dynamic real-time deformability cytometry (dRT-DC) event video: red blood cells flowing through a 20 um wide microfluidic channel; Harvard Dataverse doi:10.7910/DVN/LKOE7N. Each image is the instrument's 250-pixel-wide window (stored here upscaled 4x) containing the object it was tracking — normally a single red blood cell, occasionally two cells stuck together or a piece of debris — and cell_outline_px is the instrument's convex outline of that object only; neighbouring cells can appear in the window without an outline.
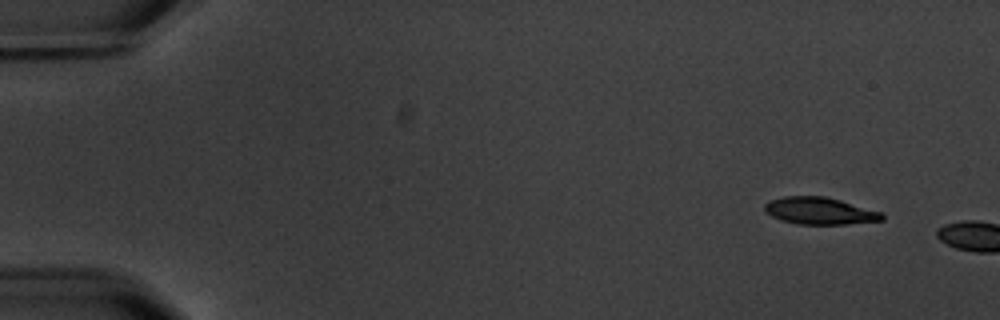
{"species": "common noctule bat (a hibernating species)", "species_latin": "Nyctalus noctula", "temperature_condition": "warm", "stored_images_in_passage": 2, "camera_frame_rate_fps": 3000, "um_per_image_px": 0.085, "animal": {"sex": "male", "body_mass_g": 20.1, "forearm_length_mm": 53.5}, "frame": {"image": 1, "passage_image": 1, "time_ms": 0.0, "image_size_px": [1000, 320], "cell_outline_px": [[884, 220], [844, 224], [796, 224], [780, 220], [764, 212], [764, 204], [768, 200], [784, 196], [824, 196], [840, 200], [884, 212]], "centroid_in_image_um": [69.66, 17.92], "position_along_channel_um": 15.3, "area_um2": 18.73}}